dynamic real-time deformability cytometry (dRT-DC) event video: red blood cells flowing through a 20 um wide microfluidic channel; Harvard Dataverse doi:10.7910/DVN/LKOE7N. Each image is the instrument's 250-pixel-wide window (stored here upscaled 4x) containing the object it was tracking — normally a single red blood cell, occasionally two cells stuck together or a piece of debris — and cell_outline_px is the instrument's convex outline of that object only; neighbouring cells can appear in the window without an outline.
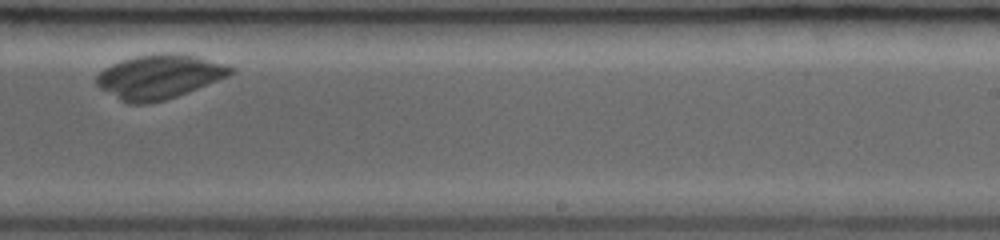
{"species": "common noctule bat (a hibernating species)", "species_latin": "Nyctalus noctula", "temperature_condition": "room temperature", "stored_images_in_passage": 25, "camera_frame_rate_fps": 3000, "um_per_image_px": 0.085, "animal": {"sex": "female", "body_mass_g": 19.0, "forearm_length_mm": 53.3}, "frame": {"image": 1, "passage_image": 16, "time_ms": 5.0, "image_size_px": [1000, 240], "cell_outline_px": [[236, 68], [228, 76], [176, 96], [164, 100], [148, 104], [128, 104], [120, 100], [100, 88], [96, 84], [96, 76], [104, 68], [120, 60], [132, 56], [160, 52], [180, 52], [228, 64]], "centroid_in_image_um": [13.52, 6.49], "position_along_channel_um": 275.5, "area_um2": 34.8}}
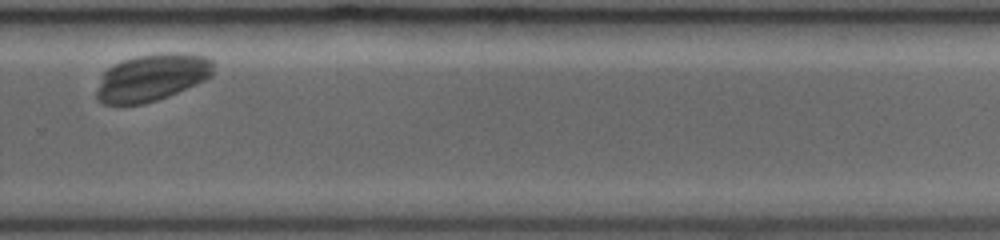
{"frame": {"image": 2, "passage_image": 19, "time_ms": 6.0, "image_size_px": [1000, 240], "cell_outline_px": [[216, 64], [212, 76], [196, 84], [168, 96], [144, 104], [104, 104], [96, 96], [96, 92], [104, 72], [112, 64], [136, 56], [168, 52], [184, 52], [204, 56], [212, 60]], "centroid_in_image_um": [12.96, 6.57], "position_along_channel_um": 316.8, "area_um2": 32.14}}